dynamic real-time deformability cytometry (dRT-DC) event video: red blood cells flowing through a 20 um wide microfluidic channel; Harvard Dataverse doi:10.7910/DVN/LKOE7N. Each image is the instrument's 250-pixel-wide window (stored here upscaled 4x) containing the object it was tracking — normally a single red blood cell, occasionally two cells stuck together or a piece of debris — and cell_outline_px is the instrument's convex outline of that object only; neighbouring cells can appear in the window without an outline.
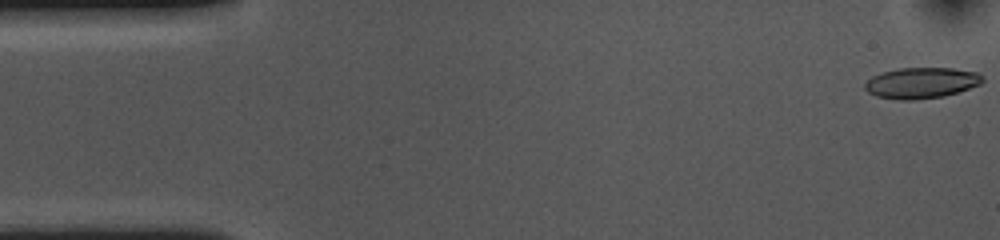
{"species": "common noctule bat (a hibernating species)", "species_latin": "Nyctalus noctula", "temperature_condition": "cold", "stored_images_in_passage": 54, "camera_frame_rate_fps": 3000, "um_per_image_px": 0.085, "animal": {"sex": "female", "body_mass_g": 10.0, "forearm_length_mm": 53.1}, "frame": {"image": 1, "passage_image": 1, "time_ms": 0.0, "image_size_px": [1000, 240], "cell_outline_px": [[984, 80], [980, 84], [944, 96], [912, 100], [900, 100], [876, 96], [868, 92], [864, 88], [864, 84], [872, 76], [880, 72], [900, 68], [952, 68], [976, 72], [984, 76]], "centroid_in_image_um": [78.29, 7.04], "position_along_channel_um": 6.7, "area_um2": 21.15}}
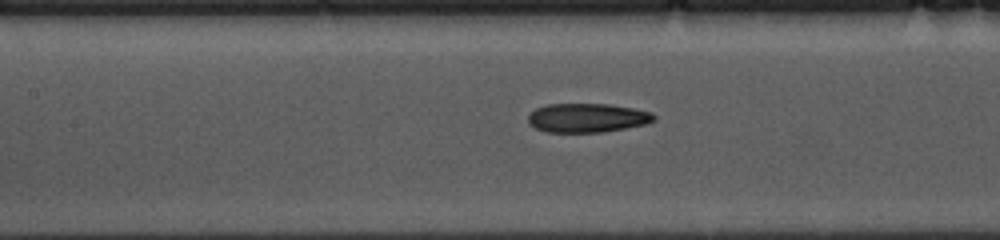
{"frame": {"image": 2, "passage_image": 23, "time_ms": 7.333, "image_size_px": [1000, 240], "cell_outline_px": [[656, 120], [644, 124], [604, 132], [548, 132], [536, 128], [528, 124], [528, 116], [536, 108], [548, 104], [608, 104], [632, 108], [652, 112], [656, 116]], "centroid_in_image_um": [49.91, 10.02], "position_along_channel_um": 157.5, "area_um2": 21.21}}
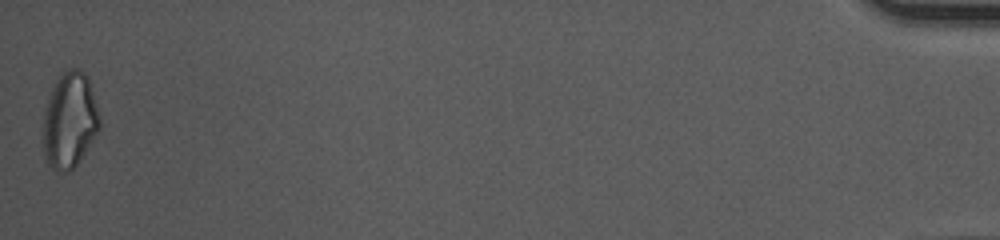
{"frame": {"image": 3, "passage_image": 54, "time_ms": 17.667, "image_size_px": [1000, 240], "cell_outline_px": [[100, 128], [76, 164], [68, 172], [56, 172], [44, 160], [44, 112], [52, 88], [56, 80], [64, 72], [72, 68], [80, 68], [88, 76], [100, 116]], "centroid_in_image_um": [5.92, 10.22], "position_along_channel_um": 429.3, "area_um2": 31.27}, "authors_computed_cell_mechanics": {"area_um2": 21.8773, "velocity_mm_per_s": 3.6196, "shape_relaxation_time_tau1_ms": 7.7129, "shape_relaxation_time_tau2_ms": 3.4183, "deformation_change_tau1": 0.179, "deformation_change_tau2": 0.1141}}